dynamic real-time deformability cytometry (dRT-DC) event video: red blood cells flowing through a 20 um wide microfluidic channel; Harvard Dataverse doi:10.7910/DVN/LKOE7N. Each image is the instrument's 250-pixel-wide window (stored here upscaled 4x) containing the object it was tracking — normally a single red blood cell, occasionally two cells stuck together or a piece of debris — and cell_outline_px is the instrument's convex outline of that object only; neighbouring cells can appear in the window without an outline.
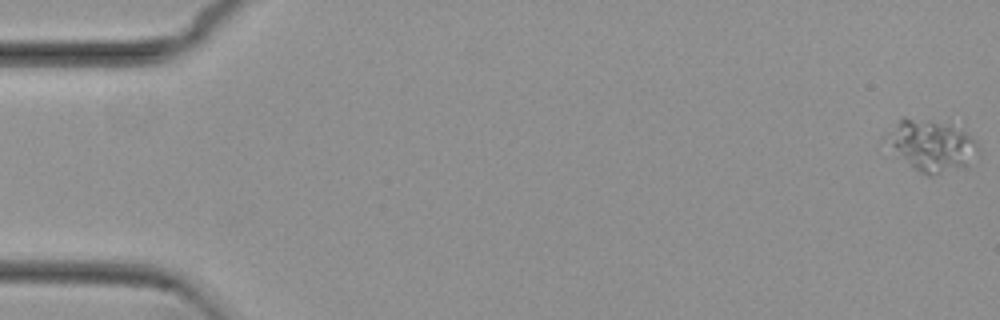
{"species": "common noctule bat (a hibernating species)", "species_latin": "Nyctalus noctula", "temperature_condition": "cold", "stored_images_in_passage": 55, "camera_frame_rate_fps": 3000, "um_per_image_px": 0.085, "animal": {"sex": "female", "body_mass_g": 29.2, "forearm_length_mm": 56.3}, "frame": {"image": 1, "passage_image": 1, "time_ms": 0.0, "image_size_px": [1000, 320], "cell_outline_px": [[980, 148], [968, 168], [932, 176], [924, 176], [908, 164], [880, 140], [880, 136], [904, 116], [928, 120], [948, 124], [968, 132], [976, 140]], "centroid_in_image_um": [79.14, 12.38], "position_along_channel_um": 5.9, "area_um2": 28.55}}
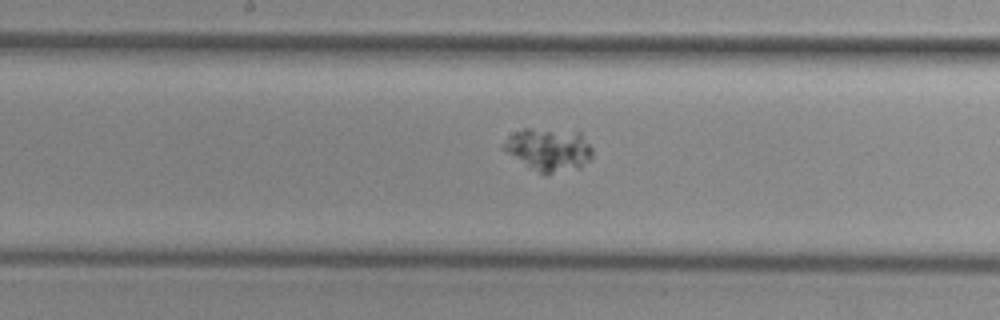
{"frame": {"image": 2, "passage_image": 29, "time_ms": 9.333, "image_size_px": [1000, 320], "cell_outline_px": [[592, 160], [580, 168], [548, 176], [544, 176], [536, 172], [500, 148], [508, 136], [524, 128], [580, 128], [592, 148]], "centroid_in_image_um": [46.72, 12.69], "position_along_channel_um": 201.5, "area_um2": 23.52}}
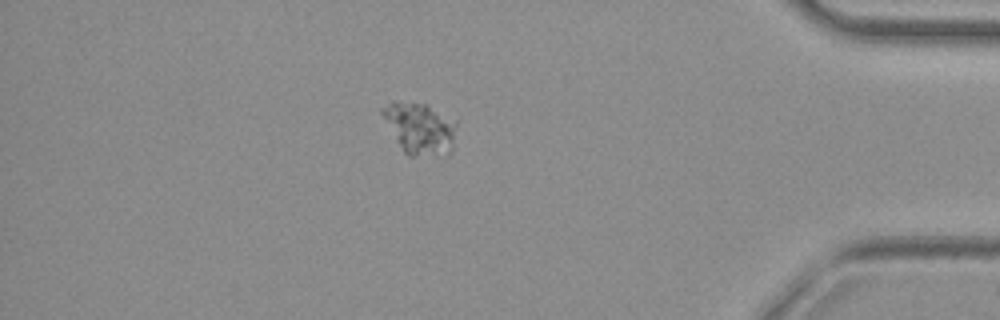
{"frame": {"image": 3, "passage_image": 48, "time_ms": 15.667, "image_size_px": [1000, 320], "cell_outline_px": [[456, 128], [452, 148], [448, 156], [408, 156], [404, 152], [396, 140], [380, 112], [380, 108], [392, 100], [428, 104], [456, 124]], "centroid_in_image_um": [35.65, 10.92], "position_along_channel_um": 399.5, "area_um2": 22.31}}